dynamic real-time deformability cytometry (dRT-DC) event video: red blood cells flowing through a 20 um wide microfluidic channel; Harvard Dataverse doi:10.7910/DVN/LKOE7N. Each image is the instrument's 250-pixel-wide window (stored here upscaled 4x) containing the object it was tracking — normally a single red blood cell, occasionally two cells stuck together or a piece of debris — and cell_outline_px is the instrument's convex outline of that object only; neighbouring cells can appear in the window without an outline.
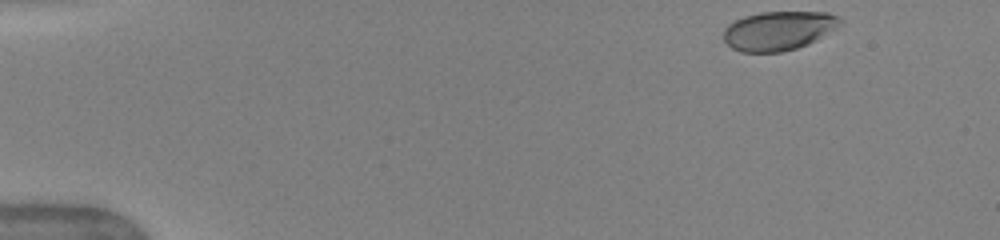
{"species": "human", "species_latin": "Homo sapiens", "temperature_condition": "warm", "stored_images_in_passage": 27, "camera_frame_rate_fps": 3000, "um_per_image_px": 0.085, "donor": {"sex": "female"}, "frame": {"image": 1, "passage_image": 1, "time_ms": 0.0, "image_size_px": [1000, 240], "cell_outline_px": [[844, 20], [840, 24], [816, 40], [808, 44], [796, 48], [780, 52], [740, 52], [732, 48], [724, 40], [724, 28], [728, 24], [744, 16], [760, 12], [828, 12]], "centroid_in_image_um": [66.15, 2.6], "position_along_channel_um": 18.9, "area_um2": 26.41}}
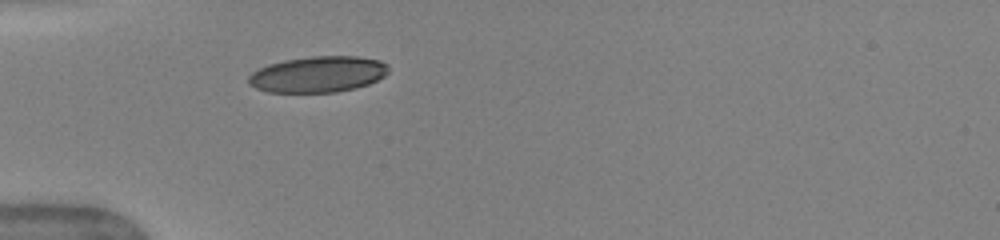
{"frame": {"image": 2, "passage_image": 10, "time_ms": 3.667, "image_size_px": [1000, 240], "cell_outline_px": [[388, 72], [384, 76], [368, 84], [356, 88], [336, 92], [268, 92], [256, 88], [248, 84], [248, 76], [252, 72], [268, 64], [284, 60], [312, 56], [356, 56], [380, 60], [388, 64]], "centroid_in_image_um": [27.03, 6.31], "position_along_channel_um": 58.0, "area_um2": 29.48}}
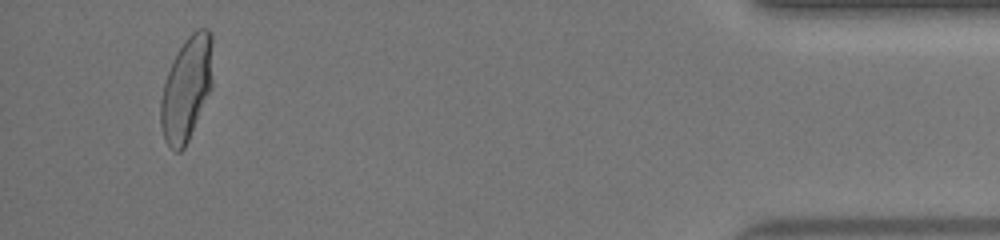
{"frame": {"image": 3, "passage_image": 27, "time_ms": 14.333, "image_size_px": [1000, 240], "cell_outline_px": [[212, 88], [188, 140], [184, 148], [180, 152], [176, 152], [164, 140], [160, 124], [160, 100], [164, 84], [168, 72], [184, 40], [196, 28], [208, 28], [212, 32]], "centroid_in_image_um": [15.87, 7.52], "position_along_channel_um": 419.3, "area_um2": 31.5}, "authors_computed_cell_mechanics": {"area_um2": 30.1716, "velocity_mm_per_s": 4.0536, "shape_relaxation_time_tau1_ms": 3.3761, "shape_relaxation_time_tau2_ms": null, "deformation_change_tau1": 0.1611, "deformation_change_tau2": null}}